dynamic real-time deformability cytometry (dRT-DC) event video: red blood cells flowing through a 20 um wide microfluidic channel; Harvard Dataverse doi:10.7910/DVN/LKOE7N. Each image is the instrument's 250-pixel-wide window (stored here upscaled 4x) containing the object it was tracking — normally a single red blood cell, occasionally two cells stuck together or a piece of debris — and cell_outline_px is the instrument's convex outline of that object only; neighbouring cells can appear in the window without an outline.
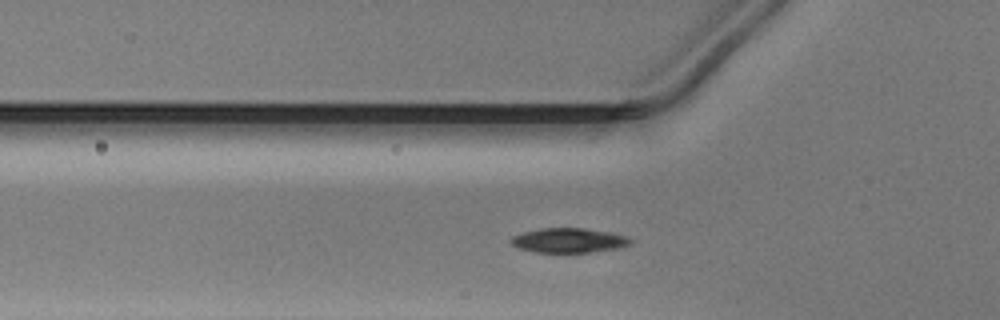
{"species": "Egyptian fruit bat (a non-hibernating species)", "species_latin": "Rousettus aegyptiacus", "temperature_condition": "warm", "stored_images_in_passage": 36, "camera_frame_rate_fps": 3000, "um_per_image_px": 0.085, "animal": {"sex": "male"}, "frame": {"image": 1, "passage_image": 11, "time_ms": 3.333, "image_size_px": [1000, 320], "cell_outline_px": [[632, 244], [620, 248], [588, 252], [536, 252], [520, 248], [512, 244], [508, 240], [512, 236], [524, 232], [540, 228], [584, 228], [608, 232], [628, 236], [632, 240]], "centroid_in_image_um": [48.36, 20.43], "position_along_channel_um": 77.4, "area_um2": 17.11}}
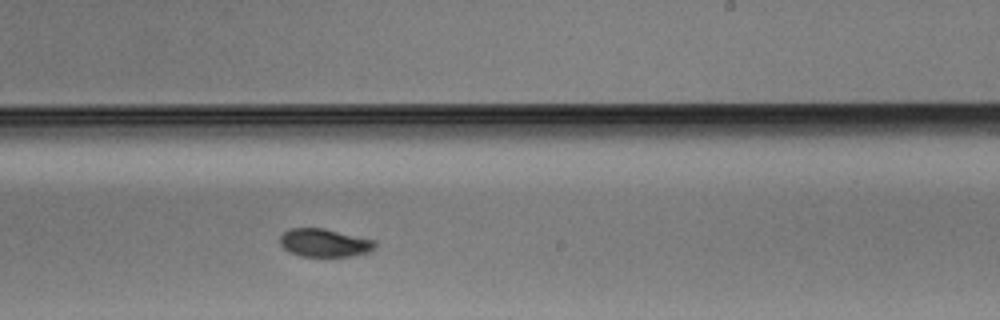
{"frame": {"image": 2, "passage_image": 25, "time_ms": 8.0, "image_size_px": [1000, 320], "cell_outline_px": [[376, 248], [368, 252], [352, 256], [300, 256], [288, 252], [280, 244], [280, 236], [284, 232], [292, 228], [324, 228], [376, 240]], "centroid_in_image_um": [27.59, 20.64], "position_along_channel_um": 261.4, "area_um2": 15.66}}
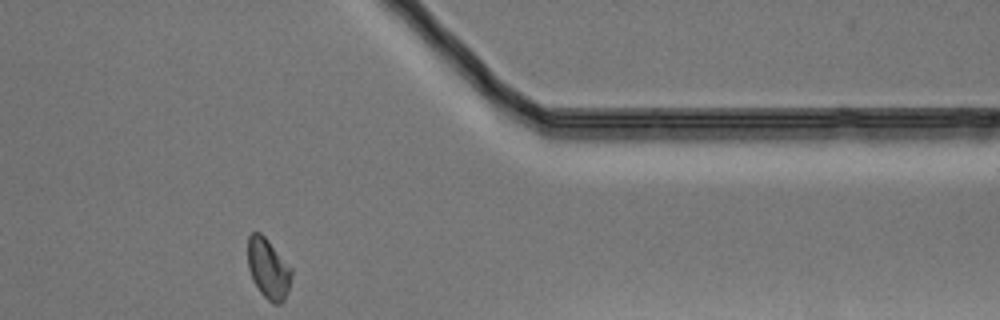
{"frame": {"image": 3, "passage_image": 36, "time_ms": 11.667, "image_size_px": [1000, 320], "cell_outline_px": [[292, 276], [288, 292], [284, 300], [280, 304], [272, 304], [260, 292], [248, 268], [248, 236], [252, 232], [260, 232], [268, 240], [292, 268]], "centroid_in_image_um": [22.82, 22.84], "position_along_channel_um": 388.6, "area_um2": 15.32}}